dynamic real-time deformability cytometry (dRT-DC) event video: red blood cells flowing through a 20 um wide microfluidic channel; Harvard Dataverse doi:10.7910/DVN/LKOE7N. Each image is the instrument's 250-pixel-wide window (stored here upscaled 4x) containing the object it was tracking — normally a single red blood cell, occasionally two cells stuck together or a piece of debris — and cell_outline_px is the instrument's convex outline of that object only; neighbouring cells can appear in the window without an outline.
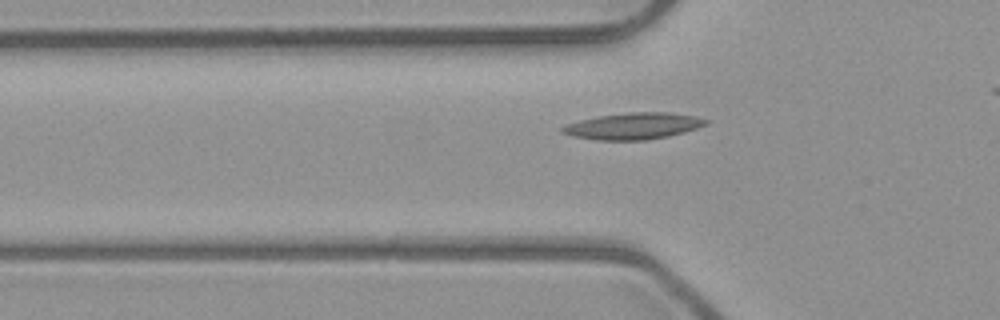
{"species": "common noctule bat (a hibernating species)", "species_latin": "Nyctalus noctula", "temperature_condition": "room temperature", "stored_images_in_passage": 41, "camera_frame_rate_fps": 3000, "um_per_image_px": 0.085, "animal": {"sex": "male", "body_mass_g": 23.1, "forearm_length_mm": 52.7}, "frame": {"image": 1, "passage_image": 13, "time_ms": 4.0, "image_size_px": [1000, 320], "cell_outline_px": [[708, 124], [684, 132], [668, 136], [644, 140], [596, 140], [572, 136], [560, 132], [560, 128], [568, 124], [580, 120], [600, 116], [628, 112], [668, 112], [696, 116], [708, 120]], "centroid_in_image_um": [53.83, 10.71], "position_along_channel_um": 72.0, "area_um2": 22.08}}
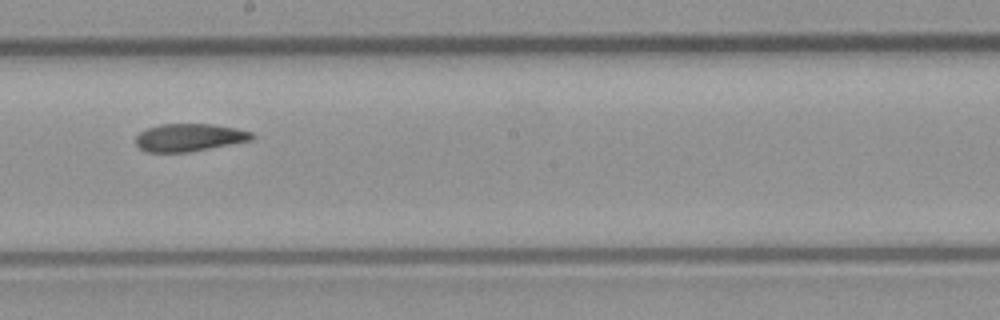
{"frame": {"image": 2, "passage_image": 25, "time_ms": 8.0, "image_size_px": [1000, 320], "cell_outline_px": [[256, 136], [252, 140], [188, 152], [144, 152], [136, 144], [136, 136], [140, 132], [148, 128], [160, 124], [212, 124], [236, 128], [252, 132]], "centroid_in_image_um": [16.09, 11.68], "position_along_channel_um": 232.1, "area_um2": 18.73}}
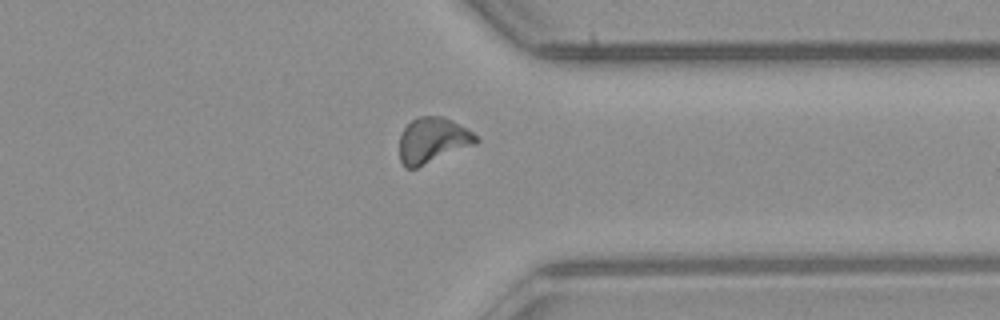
{"frame": {"image": 3, "passage_image": 36, "time_ms": 11.667, "image_size_px": [1000, 320], "cell_outline_px": [[480, 140], [476, 144], [416, 168], [404, 168], [400, 160], [400, 136], [404, 128], [416, 116], [444, 116], [452, 120], [472, 132]], "centroid_in_image_um": [36.77, 11.92], "position_along_channel_um": 374.6, "area_um2": 20.29}}